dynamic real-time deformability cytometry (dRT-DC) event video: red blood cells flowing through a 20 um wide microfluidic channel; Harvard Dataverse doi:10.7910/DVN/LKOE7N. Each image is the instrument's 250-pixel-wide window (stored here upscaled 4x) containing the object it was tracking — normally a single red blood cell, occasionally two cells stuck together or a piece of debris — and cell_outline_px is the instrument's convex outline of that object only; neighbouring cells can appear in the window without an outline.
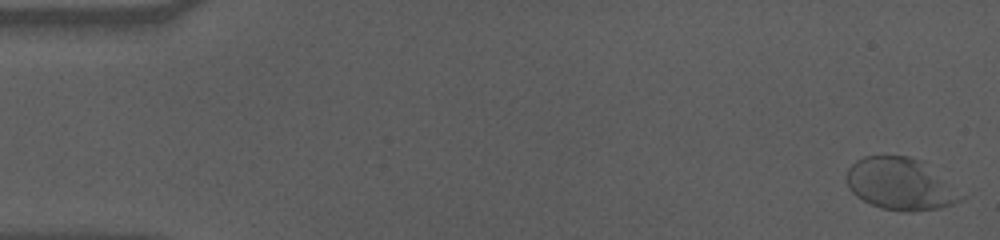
{"species": "human", "species_latin": "Homo sapiens", "temperature_condition": "cold", "stored_images_in_passage": 58, "camera_frame_rate_fps": 3000, "um_per_image_px": 0.085, "donor": {"sex": "male"}, "frame": {"image": 1, "passage_image": 1, "time_ms": 0.0, "image_size_px": [1000, 240], "cell_outline_px": [[968, 196], [964, 200], [940, 208], [912, 212], [904, 212], [880, 208], [856, 196], [848, 188], [844, 176], [848, 168], [856, 160], [864, 156], [908, 156], [924, 160]], "centroid_in_image_um": [76.59, 15.64], "position_along_channel_um": 8.4, "area_um2": 35.6}}
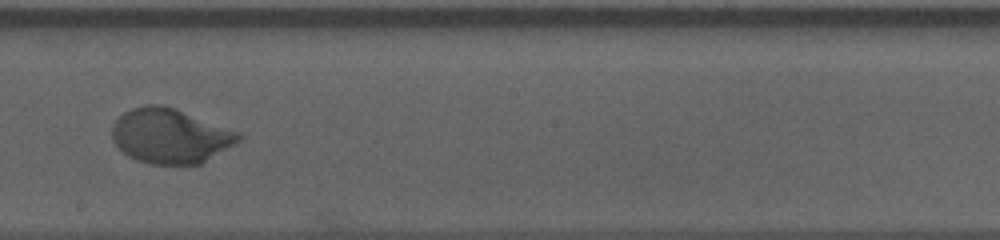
{"frame": {"image": 2, "passage_image": 33, "time_ms": 10.667, "image_size_px": [1000, 240], "cell_outline_px": [[244, 136], [236, 144], [200, 164], [148, 164], [136, 160], [128, 156], [112, 140], [112, 124], [124, 112], [132, 108], [144, 104], [160, 104], [176, 108], [240, 132]], "centroid_in_image_um": [14.48, 11.54], "position_along_channel_um": 233.7, "area_um2": 40.63}}
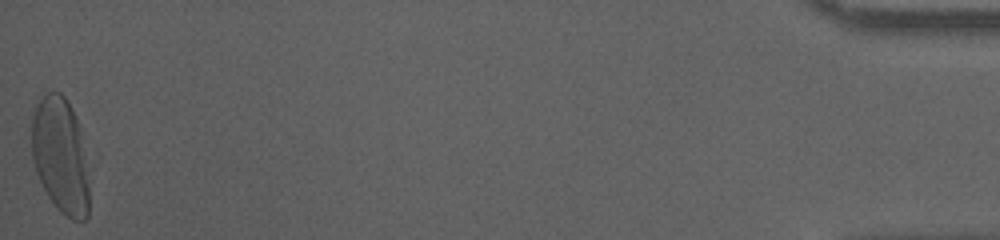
{"frame": {"image": 3, "passage_image": 58, "time_ms": 19.0, "image_size_px": [1000, 240], "cell_outline_px": [[88, 216], [84, 220], [72, 220], [60, 212], [56, 208], [48, 196], [36, 172], [32, 156], [32, 116], [36, 104], [52, 88], [60, 92], [64, 96], [80, 128], [88, 156]], "centroid_in_image_um": [5.16, 13.23], "position_along_channel_um": 430.0, "area_um2": 39.19}, "authors_computed_cell_mechanics": {"area_um2": 38.0902, "velocity_mm_per_s": 3.5042, "shape_relaxation_time_tau1_ms": 3.3746, "shape_relaxation_time_tau2_ms": null, "deformation_change_tau1": 0.1724, "deformation_change_tau2": null}}